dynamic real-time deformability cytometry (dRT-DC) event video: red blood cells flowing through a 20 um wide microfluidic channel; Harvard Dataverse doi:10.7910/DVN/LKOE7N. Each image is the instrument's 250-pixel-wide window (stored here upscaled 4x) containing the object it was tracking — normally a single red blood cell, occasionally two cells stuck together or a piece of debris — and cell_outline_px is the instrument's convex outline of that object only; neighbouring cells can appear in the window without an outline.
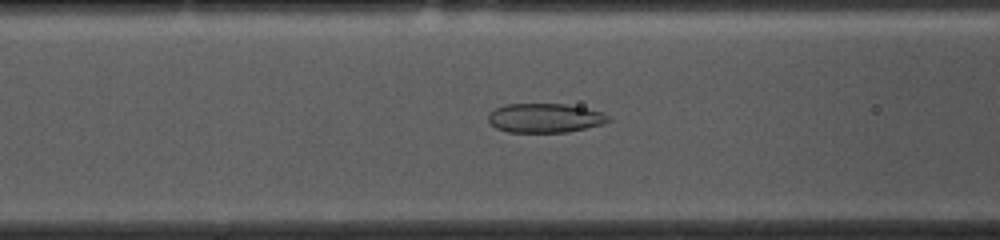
{"species": "common noctule bat (a hibernating species)", "species_latin": "Nyctalus noctula", "temperature_condition": "cold", "stored_images_in_passage": 49, "camera_frame_rate_fps": 3000, "um_per_image_px": 0.085, "animal": {"sex": "female", "body_mass_g": 10.0, "forearm_length_mm": 53.1}, "frame": {"image": 1, "passage_image": 15, "time_ms": 4.667, "image_size_px": [1000, 240], "cell_outline_px": [[612, 120], [604, 124], [568, 132], [508, 132], [496, 128], [488, 120], [488, 116], [496, 108], [504, 104], [564, 104], [604, 112]], "centroid_in_image_um": [46.35, 10.03], "position_along_channel_um": 120.3, "area_um2": 20.4}}
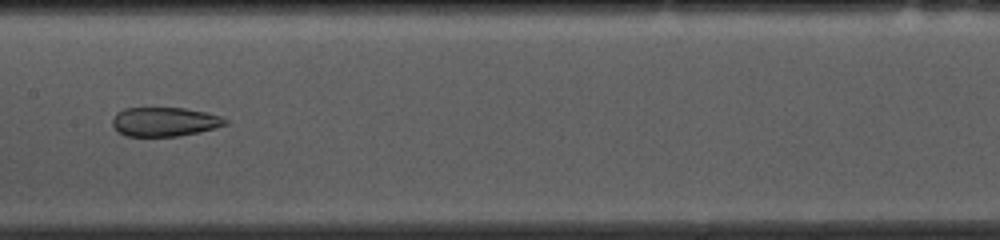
{"frame": {"image": 2, "passage_image": 21, "time_ms": 6.667, "image_size_px": [1000, 240], "cell_outline_px": [[228, 124], [216, 128], [200, 132], [176, 136], [128, 136], [116, 132], [112, 124], [112, 120], [116, 112], [124, 108], [184, 108], [204, 112], [220, 116], [228, 120]], "centroid_in_image_um": [13.97, 10.35], "position_along_channel_um": 193.4, "area_um2": 19.25}}
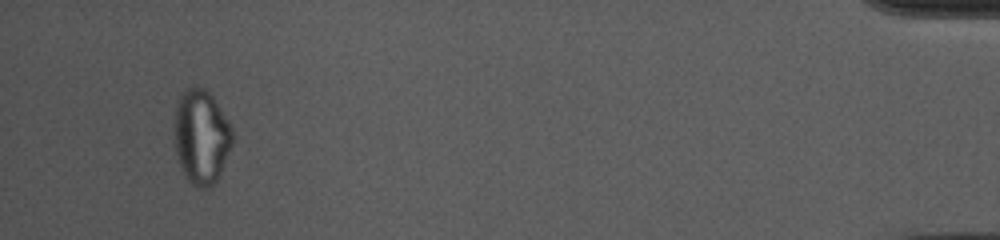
{"frame": {"image": 3, "passage_image": 46, "time_ms": 15.0, "image_size_px": [1000, 240], "cell_outline_px": [[232, 144], [216, 180], [208, 188], [200, 188], [192, 184], [184, 176], [176, 152], [176, 108], [180, 96], [188, 88], [204, 88], [212, 96], [232, 128]], "centroid_in_image_um": [17.12, 11.65], "position_along_channel_um": 418.1, "area_um2": 30.92}, "authors_computed_cell_mechanics": {"area_um2": 24.7962, "velocity_mm_per_s": 3.6456, "shape_relaxation_time_tau1_ms": null, "shape_relaxation_time_tau2_ms": 1.9909, "deformation_change_tau1": null, "deformation_change_tau2": 0.0855}}